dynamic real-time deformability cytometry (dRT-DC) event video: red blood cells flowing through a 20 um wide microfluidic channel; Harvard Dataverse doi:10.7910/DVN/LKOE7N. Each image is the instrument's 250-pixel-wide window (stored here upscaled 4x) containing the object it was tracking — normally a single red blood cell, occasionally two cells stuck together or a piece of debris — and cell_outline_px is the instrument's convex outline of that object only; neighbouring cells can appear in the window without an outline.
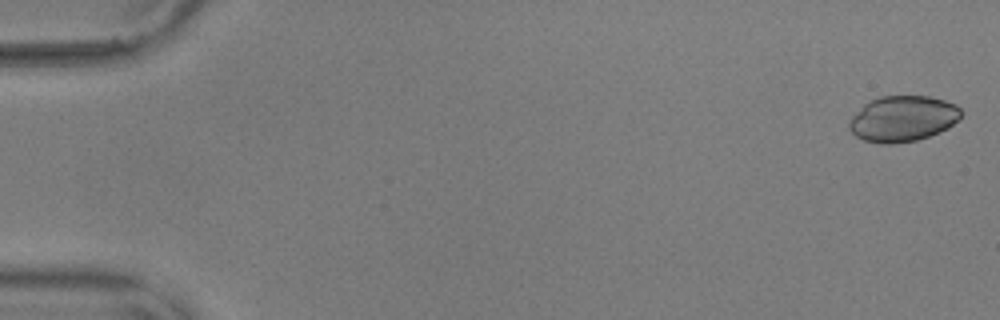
{"species": "common noctule bat (a hibernating species)", "species_latin": "Nyctalus noctula", "temperature_condition": "warm", "stored_images_in_passage": 12, "camera_frame_rate_fps": 3000, "um_per_image_px": 0.085, "animal": {"sex": "male", "body_mass_g": 17.9, "forearm_length_mm": 54.2}, "frame": {"image": 1, "passage_image": 2, "time_ms": 0.333, "image_size_px": [1000, 320], "cell_outline_px": [[960, 116], [948, 128], [928, 136], [916, 140], [892, 144], [880, 144], [864, 140], [856, 136], [848, 128], [848, 124], [852, 116], [864, 104], [880, 96], [928, 96], [944, 100], [956, 104], [960, 108]], "centroid_in_image_um": [76.71, 10.09], "position_along_channel_um": 8.3, "area_um2": 29.65}}